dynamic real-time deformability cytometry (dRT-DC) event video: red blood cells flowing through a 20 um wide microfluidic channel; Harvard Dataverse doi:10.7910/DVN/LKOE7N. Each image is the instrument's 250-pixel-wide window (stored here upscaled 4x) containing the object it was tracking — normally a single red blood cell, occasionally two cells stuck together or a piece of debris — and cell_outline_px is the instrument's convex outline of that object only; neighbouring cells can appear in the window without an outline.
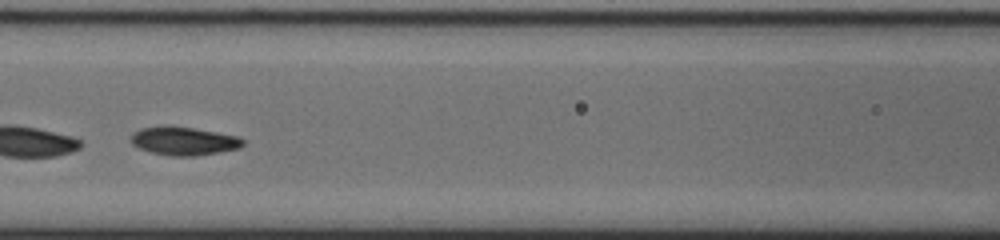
{"species": "common noctule bat (a hibernating species)", "species_latin": "Nyctalus noctula", "temperature_condition": "cold", "stored_images_in_passage": 48, "segment_of_instrument_passage": [2, 2], "camera_frame_rate_fps": 3000, "um_per_image_px": 0.085, "animal": {"sex": "male", "body_mass_g": 20.0, "forearm_length_mm": 53.3}, "frame": {"image": 1, "passage_image": 18, "time_ms": 5.667, "image_size_px": [1000, 240], "cell_outline_px": [[244, 144], [240, 148], [196, 156], [172, 156], [152, 152], [140, 148], [132, 144], [132, 132], [140, 128], [192, 128], [236, 136], [244, 140]], "centroid_in_image_um": [15.65, 12.02], "position_along_channel_um": 150.9, "area_um2": 17.74}}